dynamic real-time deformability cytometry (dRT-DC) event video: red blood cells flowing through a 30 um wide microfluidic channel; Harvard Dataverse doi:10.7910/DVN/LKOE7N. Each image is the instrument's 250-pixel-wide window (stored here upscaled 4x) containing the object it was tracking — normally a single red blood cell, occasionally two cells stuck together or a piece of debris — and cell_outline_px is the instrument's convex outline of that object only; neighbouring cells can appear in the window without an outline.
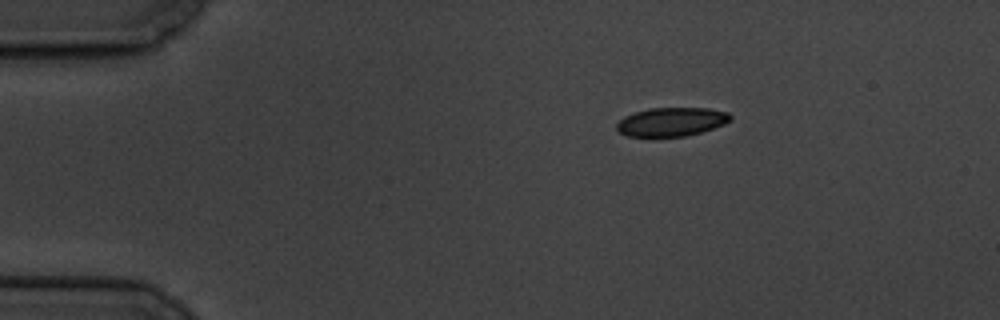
{"species": "common noctule bat (a hibernating species)", "species_latin": "Nyctalus noctula", "temperature_condition": "cold", "stored_images_in_passage": 3, "camera_frame_rate_fps": 3000, "um_per_image_px": 0.085, "animal": {"sex": "male", "body_mass_g": 19.5, "forearm_length_mm": 54.6}, "frame": {"image": 1, "passage_image": 1, "time_ms": 0.0, "image_size_px": [1000, 320], "cell_outline_px": [[732, 120], [724, 124], [700, 132], [684, 136], [628, 136], [620, 132], [616, 128], [616, 124], [624, 116], [648, 108], [708, 108], [728, 112], [732, 116]], "centroid_in_image_um": [57.09, 10.34], "position_along_channel_um": 27.9, "area_um2": 18.9}}